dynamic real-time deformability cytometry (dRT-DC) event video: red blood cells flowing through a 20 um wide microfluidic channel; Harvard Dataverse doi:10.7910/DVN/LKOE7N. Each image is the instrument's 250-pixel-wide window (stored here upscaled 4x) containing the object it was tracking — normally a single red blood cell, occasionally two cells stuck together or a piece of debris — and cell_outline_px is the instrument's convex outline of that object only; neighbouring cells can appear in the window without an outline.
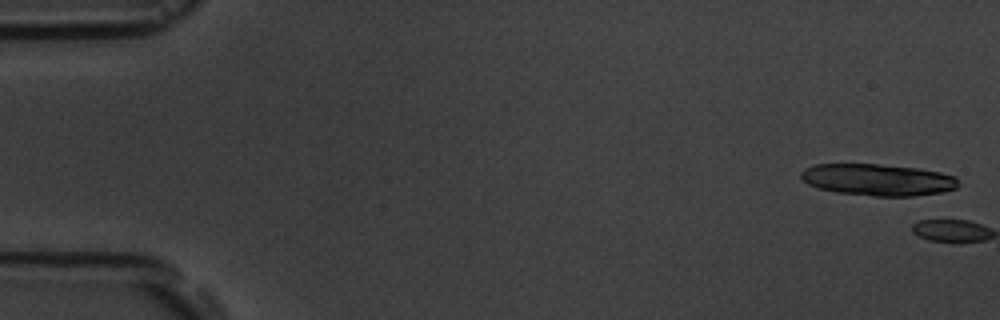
{"species": "common noctule bat (a hibernating species)", "species_latin": "Nyctalus noctula", "temperature_condition": "room temperature", "stored_images_in_passage": 6, "segment_of_instrument_passage": [1, 2], "camera_frame_rate_fps": 3000, "um_per_image_px": 0.085, "animal": {"sex": "male", "body_mass_g": 19.5, "forearm_length_mm": 54.6}, "frame": {"image": 1, "passage_image": 1, "time_ms": 0.0, "image_size_px": [1000, 320], "cell_outline_px": [[956, 188], [944, 192], [912, 196], [872, 196], [836, 192], [820, 188], [808, 184], [800, 176], [800, 172], [804, 168], [816, 164], [876, 164], [916, 168], [940, 172], [956, 176]], "centroid_in_image_um": [74.6, 15.28], "position_along_channel_um": 10.4, "area_um2": 28.96}}